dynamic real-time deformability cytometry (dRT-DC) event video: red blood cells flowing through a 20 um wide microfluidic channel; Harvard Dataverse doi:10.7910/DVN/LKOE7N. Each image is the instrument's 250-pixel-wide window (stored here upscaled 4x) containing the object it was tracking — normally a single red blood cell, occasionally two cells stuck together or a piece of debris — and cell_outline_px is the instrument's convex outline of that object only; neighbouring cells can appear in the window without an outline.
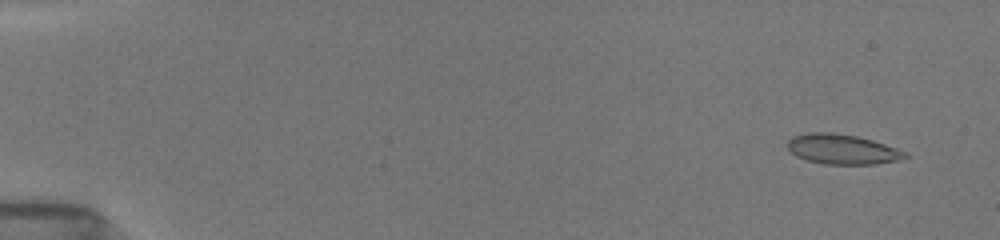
{"species": "common noctule bat (a hibernating species)", "species_latin": "Nyctalus noctula", "temperature_condition": "room temperature", "stored_images_in_passage": 19, "camera_frame_rate_fps": 3000, "um_per_image_px": 0.085, "animal": {"sex": "female", "body_mass_g": 19.5, "forearm_length_mm": 54.1}, "frame": {"image": 1, "passage_image": 4, "time_ms": 1.0, "image_size_px": [1000, 240], "cell_outline_px": [[908, 156], [896, 160], [876, 164], [824, 164], [808, 160], [796, 156], [788, 148], [788, 140], [792, 136], [808, 132], [832, 132], [856, 136], [872, 140], [908, 152]], "centroid_in_image_um": [71.58, 12.68], "position_along_channel_um": 13.4, "area_um2": 20.4}}
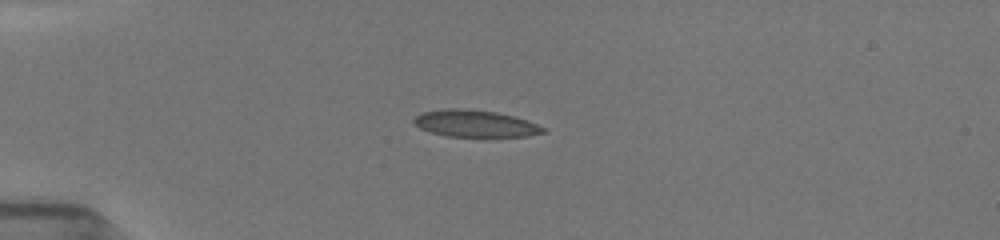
{"frame": {"image": 2, "passage_image": 15, "time_ms": 4.667, "image_size_px": [1000, 240], "cell_outline_px": [[548, 128], [544, 132], [528, 136], [484, 140], [444, 136], [420, 128], [412, 120], [416, 116], [424, 112], [448, 108], [456, 108], [496, 112], [528, 120]], "centroid_in_image_um": [40.47, 10.57], "position_along_channel_um": 44.5, "area_um2": 21.21}}